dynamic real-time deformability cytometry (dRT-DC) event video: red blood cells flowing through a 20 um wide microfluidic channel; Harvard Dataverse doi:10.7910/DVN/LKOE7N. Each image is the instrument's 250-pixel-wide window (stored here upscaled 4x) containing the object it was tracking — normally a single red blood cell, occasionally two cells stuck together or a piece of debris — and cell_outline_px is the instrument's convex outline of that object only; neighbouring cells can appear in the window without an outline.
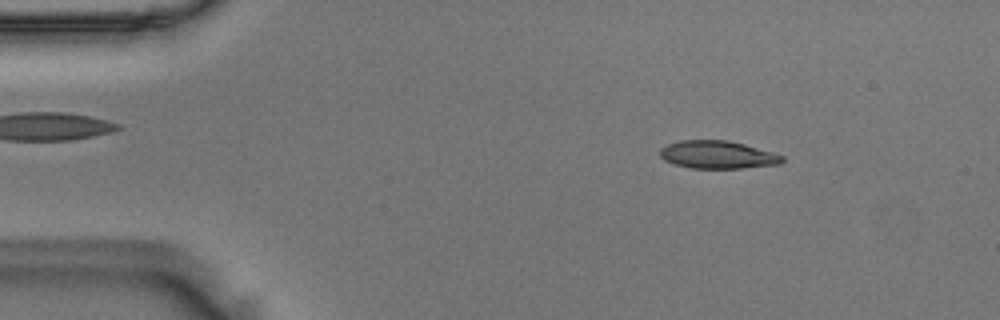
{"species": "Egyptian fruit bat (a non-hibernating species)", "species_latin": "Rousettus aegyptiacus", "temperature_condition": "room temperature", "stored_images_in_passage": 38, "camera_frame_rate_fps": 3000, "um_per_image_px": 0.085, "animal": {"sex": "male"}, "frame": {"image": 1, "passage_image": 5, "time_ms": 1.333, "image_size_px": [1000, 320], "cell_outline_px": [[784, 160], [780, 164], [740, 168], [688, 168], [672, 164], [664, 160], [660, 156], [660, 148], [668, 144], [680, 140], [728, 140], [744, 144], [772, 152], [784, 156]], "centroid_in_image_um": [60.96, 13.15], "position_along_channel_um": 24.0, "area_um2": 19.88}}
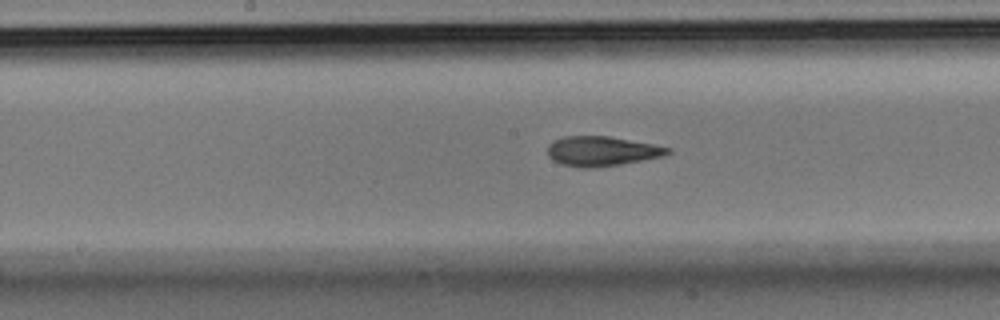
{"frame": {"image": 2, "passage_image": 25, "time_ms": 8.0, "image_size_px": [1000, 320], "cell_outline_px": [[672, 152], [664, 156], [620, 164], [592, 168], [584, 168], [564, 164], [552, 160], [548, 156], [548, 144], [552, 140], [564, 136], [608, 136], [652, 144], [672, 148]], "centroid_in_image_um": [51.14, 12.84], "position_along_channel_um": 197.1, "area_um2": 20.75}}
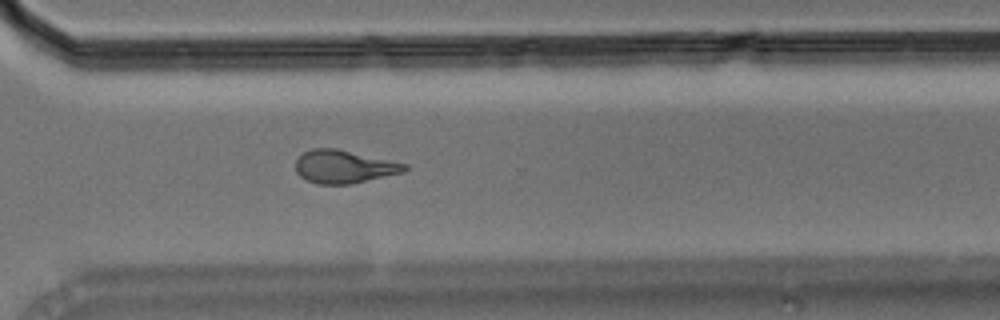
{"frame": {"image": 3, "passage_image": 37, "time_ms": 12.0, "image_size_px": [1000, 320], "cell_outline_px": [[408, 168], [404, 172], [352, 184], [316, 184], [300, 176], [296, 172], [296, 160], [304, 152], [312, 148], [336, 148], [408, 164]], "centroid_in_image_um": [29.25, 14.17], "position_along_channel_um": 341.4, "area_um2": 20.98}}